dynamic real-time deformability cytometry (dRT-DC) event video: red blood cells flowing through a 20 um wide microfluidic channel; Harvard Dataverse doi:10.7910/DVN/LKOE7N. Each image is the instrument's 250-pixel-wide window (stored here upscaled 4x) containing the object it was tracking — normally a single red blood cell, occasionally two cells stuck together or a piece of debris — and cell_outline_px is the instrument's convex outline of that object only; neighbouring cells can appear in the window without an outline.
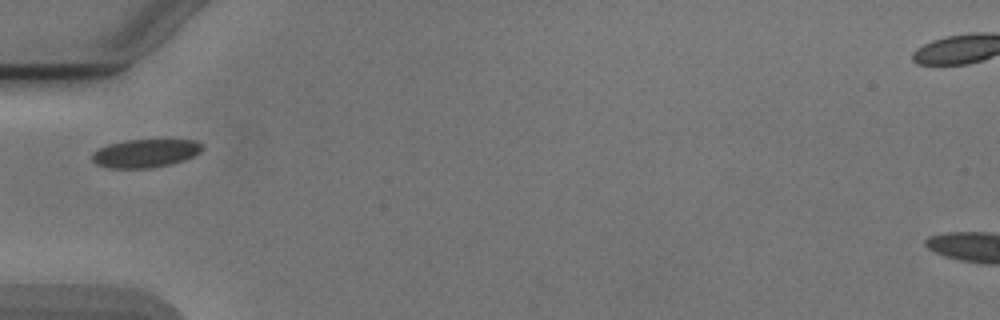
{"species": "Egyptian fruit bat (a non-hibernating species)", "species_latin": "Rousettus aegyptiacus", "temperature_condition": "cold", "stored_images_in_passage": 6, "camera_frame_rate_fps": 3000, "um_per_image_px": 0.085, "animal": {"sex": "male"}, "frame": {"image": 1, "passage_image": 1, "time_ms": 0.0, "image_size_px": [1000, 320], "cell_outline_px": [[204, 148], [200, 152], [184, 160], [172, 164], [152, 168], [108, 168], [96, 164], [92, 160], [92, 152], [108, 144], [124, 140], [196, 140], [204, 144]], "centroid_in_image_um": [12.37, 13.03], "position_along_channel_um": 72.6, "area_um2": 18.32}}
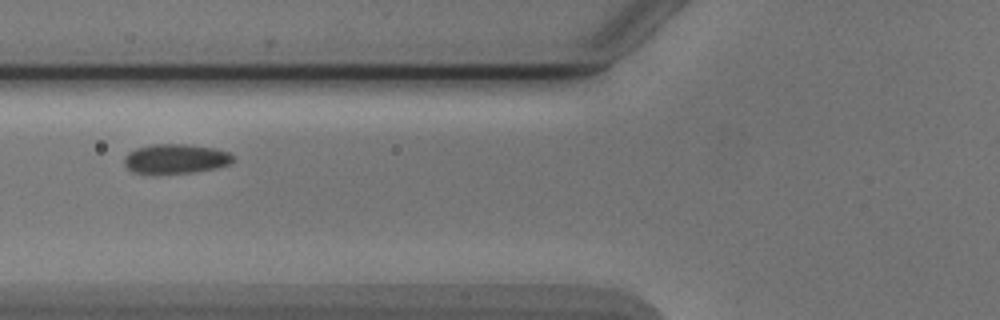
{"frame": {"image": 2, "passage_image": 4, "time_ms": 1.0, "image_size_px": [1000, 320], "cell_outline_px": [[236, 160], [232, 164], [216, 168], [192, 172], [132, 172], [124, 164], [124, 156], [128, 152], [136, 148], [152, 144], [188, 144], [216, 148], [228, 152], [236, 156]], "centroid_in_image_um": [15.0, 13.47], "position_along_channel_um": 110.8, "area_um2": 18.73}}